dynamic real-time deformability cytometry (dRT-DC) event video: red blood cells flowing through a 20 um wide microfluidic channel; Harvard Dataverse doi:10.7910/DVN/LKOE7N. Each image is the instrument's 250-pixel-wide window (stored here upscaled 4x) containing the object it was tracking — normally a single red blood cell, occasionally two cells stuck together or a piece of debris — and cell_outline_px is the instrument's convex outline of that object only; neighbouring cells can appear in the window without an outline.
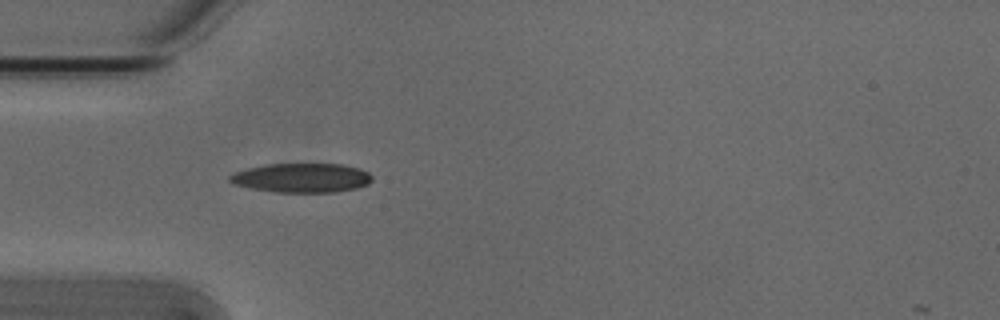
{"species": "Egyptian fruit bat (a non-hibernating species)", "species_latin": "Rousettus aegyptiacus", "temperature_condition": "cold", "stored_images_in_passage": 4, "camera_frame_rate_fps": 3000, "um_per_image_px": 0.085, "animal": {"sex": "male"}, "frame": {"image": 1, "passage_image": 4, "time_ms": 1.0, "image_size_px": [1000, 320], "cell_outline_px": [[372, 180], [368, 184], [356, 188], [336, 192], [276, 192], [252, 188], [236, 184], [228, 180], [228, 176], [236, 172], [248, 168], [264, 164], [344, 164], [360, 168], [368, 172], [372, 176]], "centroid_in_image_um": [25.68, 15.11], "position_along_channel_um": 59.3, "area_um2": 24.22}}